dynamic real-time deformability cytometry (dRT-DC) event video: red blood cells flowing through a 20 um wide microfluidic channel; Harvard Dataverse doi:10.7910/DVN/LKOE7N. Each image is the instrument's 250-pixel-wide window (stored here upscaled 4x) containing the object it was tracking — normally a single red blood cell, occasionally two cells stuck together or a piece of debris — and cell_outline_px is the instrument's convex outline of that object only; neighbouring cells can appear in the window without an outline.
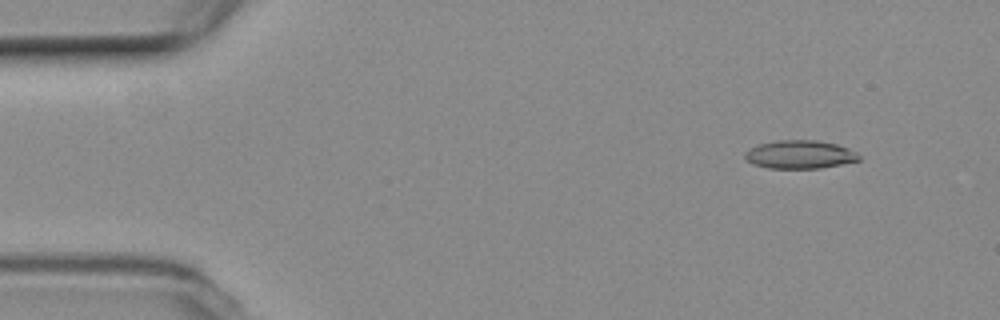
{"species": "common noctule bat (a hibernating species)", "species_latin": "Nyctalus noctula", "temperature_condition": "room temperature", "stored_images_in_passage": 47, "camera_frame_rate_fps": 3000, "um_per_image_px": 0.085, "animal": {"sex": "female", "body_mass_g": 19.3, "forearm_length_mm": 54.1}, "frame": {"image": 1, "passage_image": 5, "time_ms": 1.333, "image_size_px": [1000, 320], "cell_outline_px": [[860, 160], [820, 168], [768, 168], [752, 164], [744, 156], [744, 152], [756, 144], [776, 140], [816, 140], [836, 144], [848, 148], [856, 152], [860, 156]], "centroid_in_image_um": [67.95, 13.12], "position_along_channel_um": 17.0, "area_um2": 18.84}}
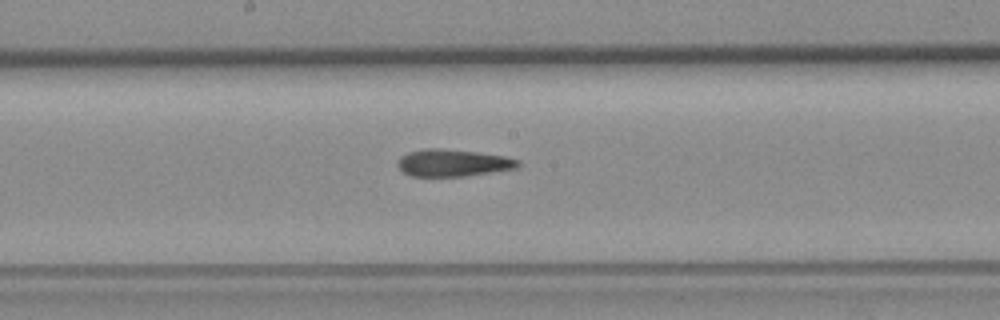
{"frame": {"image": 2, "passage_image": 28, "time_ms": 9.0, "image_size_px": [1000, 320], "cell_outline_px": [[520, 168], [464, 176], [412, 176], [404, 172], [396, 164], [400, 156], [408, 152], [424, 148], [440, 148], [476, 152], [504, 156], [520, 160]], "centroid_in_image_um": [38.51, 13.84], "position_along_channel_um": 209.7, "area_um2": 19.07}}
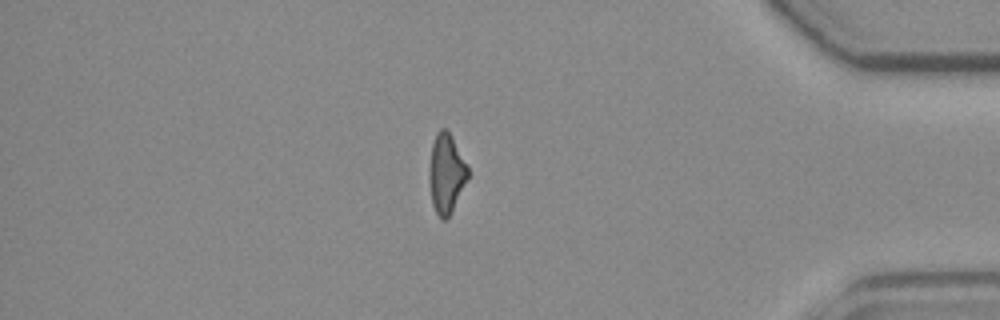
{"frame": {"image": 3, "passage_image": 46, "time_ms": 15.0, "image_size_px": [1000, 320], "cell_outline_px": [[468, 176], [452, 212], [444, 220], [440, 220], [432, 204], [428, 176], [432, 144], [436, 132], [440, 128], [444, 128], [452, 136], [468, 168]], "centroid_in_image_um": [37.9, 14.75], "position_along_channel_um": 397.3, "area_um2": 17.74}}